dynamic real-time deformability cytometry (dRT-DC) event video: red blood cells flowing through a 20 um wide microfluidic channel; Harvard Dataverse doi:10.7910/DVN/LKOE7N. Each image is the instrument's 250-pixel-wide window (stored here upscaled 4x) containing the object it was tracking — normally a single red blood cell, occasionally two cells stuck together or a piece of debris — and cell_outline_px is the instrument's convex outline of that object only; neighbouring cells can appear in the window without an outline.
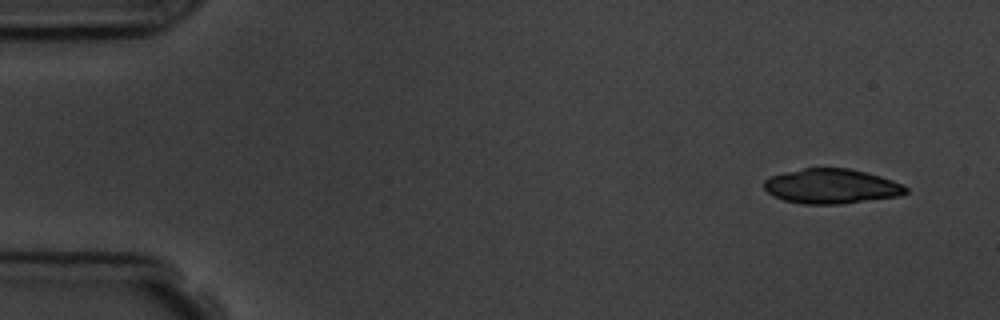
{"species": "common noctule bat (a hibernating species)", "species_latin": "Nyctalus noctula", "temperature_condition": "room temperature", "stored_images_in_passage": 6, "camera_frame_rate_fps": 3000, "um_per_image_px": 0.085, "animal": {"sex": "male", "body_mass_g": 19.5, "forearm_length_mm": 54.6}, "frame": {"image": 1, "passage_image": 1, "time_ms": 0.0, "image_size_px": [1000, 320], "cell_outline_px": [[908, 192], [900, 196], [844, 204], [800, 204], [784, 200], [768, 192], [764, 188], [764, 180], [772, 176], [784, 172], [804, 168], [848, 168], [880, 176], [904, 184], [908, 188]], "centroid_in_image_um": [70.7, 15.84], "position_along_channel_um": 14.3, "area_um2": 28.78}}